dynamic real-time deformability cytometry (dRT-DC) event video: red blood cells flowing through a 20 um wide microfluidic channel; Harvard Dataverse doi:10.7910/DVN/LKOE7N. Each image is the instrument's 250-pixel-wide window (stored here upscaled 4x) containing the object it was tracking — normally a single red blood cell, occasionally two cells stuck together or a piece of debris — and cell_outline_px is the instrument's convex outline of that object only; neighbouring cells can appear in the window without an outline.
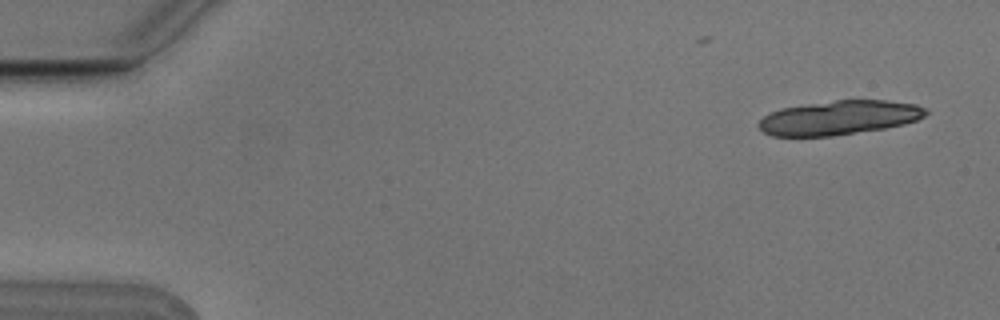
{"species": "Egyptian fruit bat (a non-hibernating species)", "species_latin": "Rousettus aegyptiacus", "temperature_condition": "cold", "stored_images_in_passage": 2, "camera_frame_rate_fps": 3000, "um_per_image_px": 0.085, "animal": {"sex": "male"}, "frame": {"image": 1, "passage_image": 2, "time_ms": 0.333, "image_size_px": [1000, 320], "cell_outline_px": [[928, 112], [924, 116], [916, 120], [904, 124], [884, 128], [832, 136], [772, 136], [764, 132], [756, 124], [764, 116], [780, 108], [836, 100], [884, 100], [916, 104], [928, 108]], "centroid_in_image_um": [71.34, 10.0], "position_along_channel_um": 13.7, "area_um2": 33.18}}